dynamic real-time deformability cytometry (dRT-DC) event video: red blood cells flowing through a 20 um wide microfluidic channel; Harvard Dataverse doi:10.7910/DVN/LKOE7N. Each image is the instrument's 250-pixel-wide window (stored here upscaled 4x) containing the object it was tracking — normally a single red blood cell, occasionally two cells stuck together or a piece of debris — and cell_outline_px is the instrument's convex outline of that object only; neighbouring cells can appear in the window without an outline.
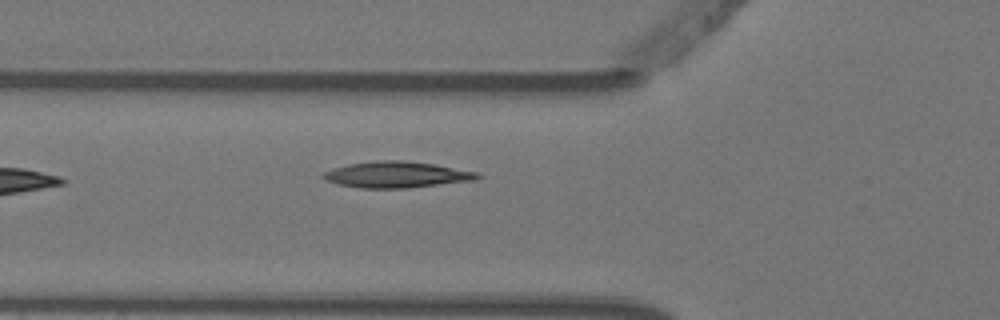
{"species": "Egyptian fruit bat (a non-hibernating species)", "species_latin": "Rousettus aegyptiacus", "temperature_condition": "warm", "stored_images_in_passage": 7, "camera_frame_rate_fps": 3000, "um_per_image_px": 0.085, "animal": {"sex": "female"}, "frame": {"image": 1, "passage_image": 7, "time_ms": 2.0, "image_size_px": [1000, 320], "cell_outline_px": [[484, 176], [476, 180], [408, 188], [360, 188], [336, 184], [324, 180], [320, 176], [324, 172], [332, 168], [348, 164], [376, 160], [400, 160], [436, 164], [476, 172]], "centroid_in_image_um": [33.69, 14.84], "position_along_channel_um": 92.1, "area_um2": 23.76}}